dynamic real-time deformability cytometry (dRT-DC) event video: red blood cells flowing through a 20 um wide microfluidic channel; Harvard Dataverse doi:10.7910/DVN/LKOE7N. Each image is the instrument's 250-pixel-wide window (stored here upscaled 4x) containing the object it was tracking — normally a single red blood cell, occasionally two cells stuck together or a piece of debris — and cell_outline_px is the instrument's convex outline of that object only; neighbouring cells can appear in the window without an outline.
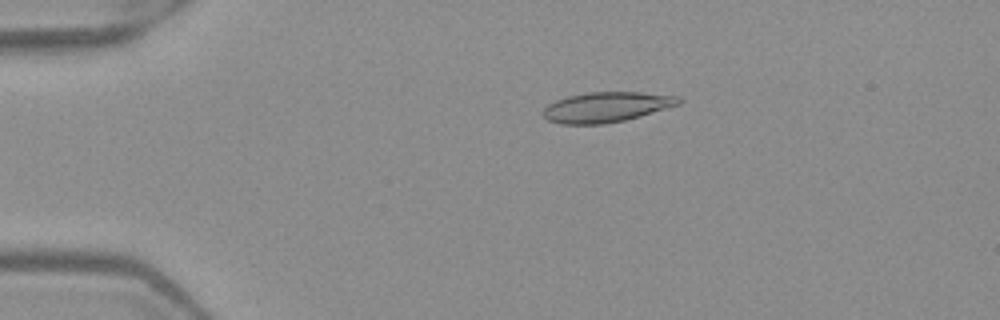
{"species": "Egyptian fruit bat (a non-hibernating species)", "species_latin": "Rousettus aegyptiacus", "temperature_condition": "warm", "stored_images_in_passage": 3, "camera_frame_rate_fps": 3000, "um_per_image_px": 0.085, "frame": {"image": 1, "passage_image": 1, "time_ms": 0.0, "image_size_px": [1000, 320], "cell_outline_px": [[684, 100], [680, 104], [640, 116], [624, 120], [604, 124], [560, 124], [548, 120], [540, 112], [548, 104], [556, 100], [568, 96], [588, 92], [640, 92], [680, 96]], "centroid_in_image_um": [51.55, 9.1], "position_along_channel_um": 33.5, "area_um2": 23.93}}
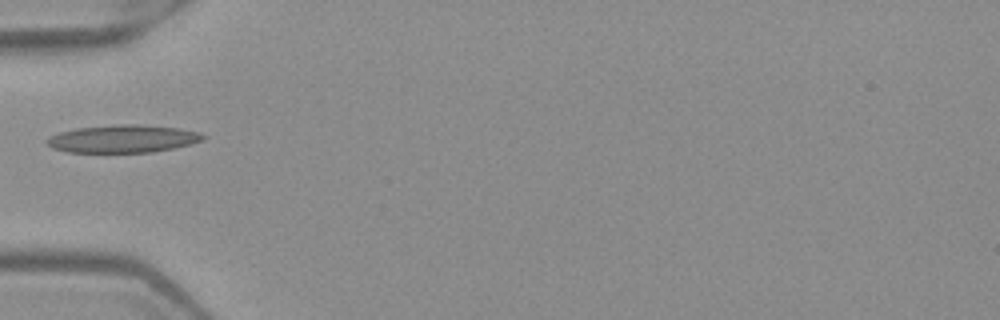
{"frame": {"image": 2, "passage_image": 3, "time_ms": 0.667, "image_size_px": [1000, 320], "cell_outline_px": [[208, 136], [204, 140], [172, 148], [152, 152], [68, 152], [52, 148], [44, 140], [48, 136], [60, 132], [76, 128], [116, 124], [136, 124], [180, 128], [200, 132]], "centroid_in_image_um": [10.44, 11.78], "position_along_channel_um": 74.6, "area_um2": 25.32}}